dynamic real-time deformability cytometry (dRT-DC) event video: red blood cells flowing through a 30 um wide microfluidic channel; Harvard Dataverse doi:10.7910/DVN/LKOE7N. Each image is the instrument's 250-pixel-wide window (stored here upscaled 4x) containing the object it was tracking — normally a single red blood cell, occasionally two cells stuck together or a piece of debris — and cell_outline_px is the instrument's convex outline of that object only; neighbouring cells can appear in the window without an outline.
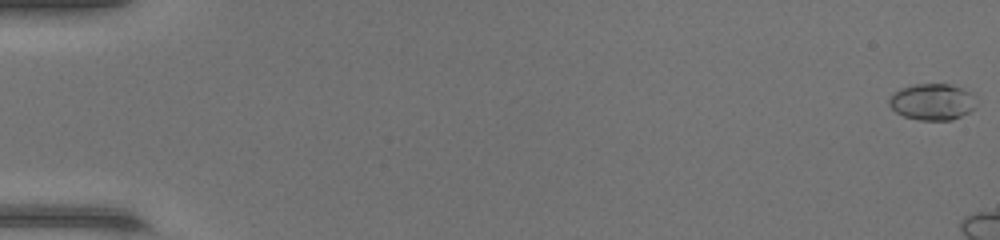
{"species": "common noctule bat (a hibernating species)", "species_latin": "Nyctalus noctula", "temperature_condition": "warm", "stored_images_in_passage": 17, "camera_frame_rate_fps": 3000, "um_per_image_px": 0.085, "animal": {"sex": "female", "body_mass_g": 17.0, "forearm_length_mm": 48.0}, "frame": {"image": 1, "passage_image": 1, "time_ms": 0.0, "image_size_px": [1000, 240], "cell_outline_px": [[972, 108], [968, 112], [952, 120], [920, 120], [904, 116], [896, 112], [888, 104], [888, 100], [892, 92], [900, 88], [912, 84], [948, 84], [964, 88], [972, 92]], "centroid_in_image_um": [79.17, 8.64], "position_along_channel_um": 5.8, "area_um2": 18.38}}
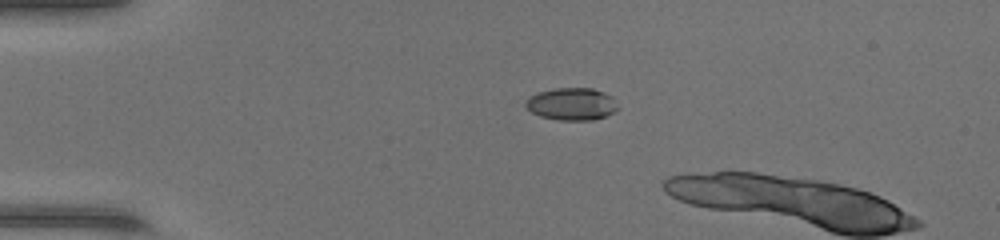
{"frame": {"image": 2, "passage_image": 14, "time_ms": 4.333, "image_size_px": [1000, 240], "cell_outline_px": [[620, 108], [604, 116], [592, 120], [560, 120], [540, 116], [532, 112], [524, 104], [524, 100], [528, 96], [540, 92], [556, 88], [592, 88], [604, 92], [612, 96]], "centroid_in_image_um": [48.59, 8.83], "position_along_channel_um": 36.4, "area_um2": 17.4}}